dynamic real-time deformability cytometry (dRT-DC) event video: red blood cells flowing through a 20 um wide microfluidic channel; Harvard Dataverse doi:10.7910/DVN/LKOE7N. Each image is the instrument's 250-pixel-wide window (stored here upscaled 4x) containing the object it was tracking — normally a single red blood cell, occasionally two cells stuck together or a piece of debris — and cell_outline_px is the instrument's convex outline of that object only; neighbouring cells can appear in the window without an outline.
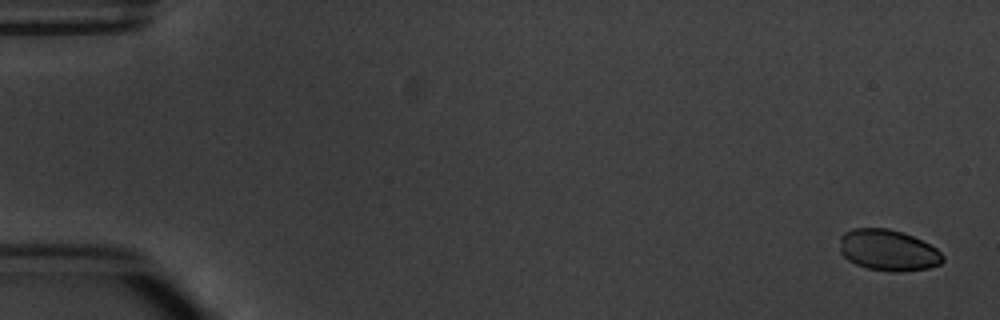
{"species": "common noctule bat (a hibernating species)", "species_latin": "Nyctalus noctula", "temperature_condition": "warm", "stored_images_in_passage": 5, "camera_frame_rate_fps": 3000, "um_per_image_px": 0.085, "animal": {"sex": "male", "body_mass_g": 20.1, "forearm_length_mm": 53.5}, "frame": {"image": 1, "passage_image": 1, "time_ms": 0.0, "image_size_px": [1000, 320], "cell_outline_px": [[944, 260], [940, 264], [928, 268], [900, 272], [892, 272], [868, 268], [856, 264], [848, 260], [840, 252], [840, 236], [844, 232], [852, 228], [888, 228], [904, 232], [936, 248], [944, 256]], "centroid_in_image_um": [75.48, 21.26], "position_along_channel_um": 9.5, "area_um2": 24.8}}
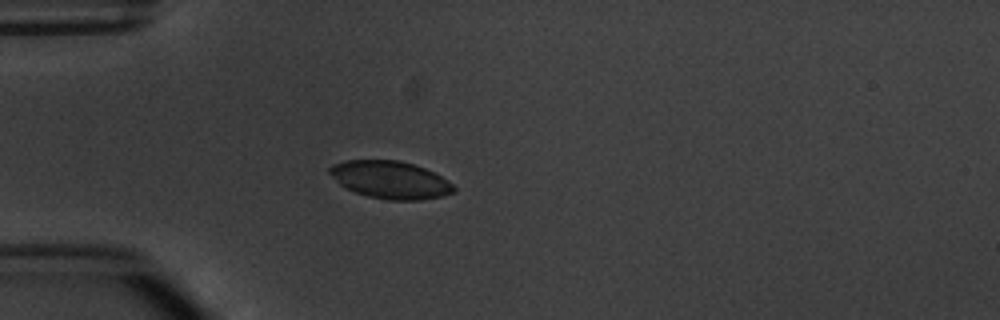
{"frame": {"image": 2, "passage_image": 5, "time_ms": 4.667, "image_size_px": [1000, 320], "cell_outline_px": [[456, 192], [444, 196], [420, 200], [388, 200], [368, 196], [356, 192], [340, 184], [328, 172], [328, 168], [332, 164], [344, 160], [400, 160], [424, 168], [440, 176], [452, 184], [456, 188]], "centroid_in_image_um": [33.18, 15.28], "position_along_channel_um": 51.8, "area_um2": 27.11}}